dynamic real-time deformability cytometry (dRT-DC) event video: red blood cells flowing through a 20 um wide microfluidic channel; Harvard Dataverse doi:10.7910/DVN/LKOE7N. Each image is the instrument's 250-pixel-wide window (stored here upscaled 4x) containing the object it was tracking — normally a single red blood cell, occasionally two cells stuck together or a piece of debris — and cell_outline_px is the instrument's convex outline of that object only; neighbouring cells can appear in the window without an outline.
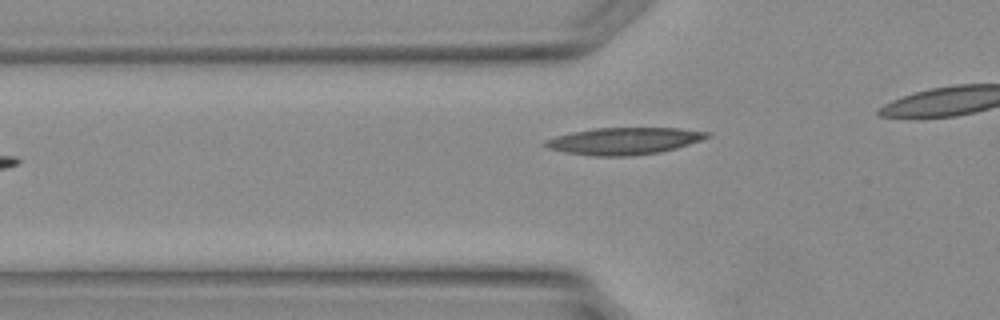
{"species": "Egyptian fruit bat (a non-hibernating species)", "species_latin": "Rousettus aegyptiacus", "temperature_condition": "warm", "stored_images_in_passage": 7, "camera_frame_rate_fps": 3000, "um_per_image_px": 0.085, "animal": {"sex": "female"}, "frame": {"image": 1, "passage_image": 3, "time_ms": 0.667, "image_size_px": [1000, 320], "cell_outline_px": [[712, 136], [676, 148], [660, 152], [632, 156], [592, 156], [564, 152], [548, 148], [540, 144], [544, 140], [556, 136], [572, 132], [592, 128], [680, 128], [712, 132]], "centroid_in_image_um": [53.02, 11.98], "position_along_channel_um": 72.8, "area_um2": 25.66}}
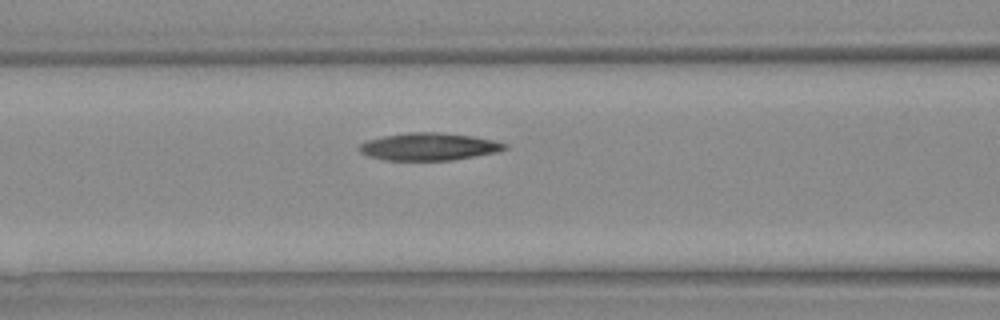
{"frame": {"image": 2, "passage_image": 6, "time_ms": 1.667, "image_size_px": [1000, 320], "cell_outline_px": [[508, 148], [496, 152], [452, 160], [384, 160], [368, 156], [360, 152], [360, 144], [368, 140], [384, 136], [408, 132], [440, 132], [472, 136], [496, 140], [508, 144]], "centroid_in_image_um": [36.49, 12.46], "position_along_channel_um": 130.1, "area_um2": 23.24}}